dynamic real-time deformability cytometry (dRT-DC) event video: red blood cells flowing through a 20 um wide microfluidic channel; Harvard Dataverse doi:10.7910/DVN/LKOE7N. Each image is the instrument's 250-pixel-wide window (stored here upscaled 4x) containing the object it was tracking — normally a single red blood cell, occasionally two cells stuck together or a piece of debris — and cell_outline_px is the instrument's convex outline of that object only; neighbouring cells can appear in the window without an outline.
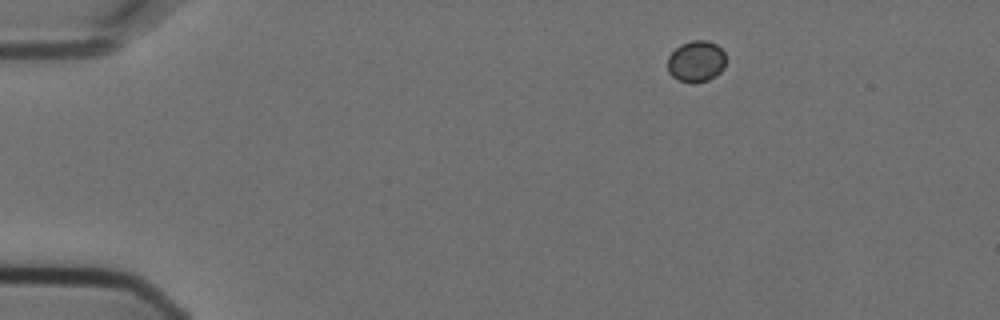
{"species": "Egyptian fruit bat (a non-hibernating species)", "species_latin": "Rousettus aegyptiacus", "temperature_condition": "cold", "stored_images_in_passage": 6, "segment_of_instrument_passage": [2, 2], "camera_frame_rate_fps": 3000, "um_per_image_px": 0.085, "animal": {"sex": "female"}, "frame": {"image": 1, "passage_image": 6, "time_ms": 1.667, "image_size_px": [1000, 320], "cell_outline_px": [[724, 68], [716, 76], [708, 80], [692, 84], [680, 80], [672, 76], [668, 72], [668, 56], [680, 44], [692, 40], [708, 40], [716, 44], [724, 52]], "centroid_in_image_um": [59.17, 5.22], "position_along_channel_um": 25.8, "area_um2": 14.1}}